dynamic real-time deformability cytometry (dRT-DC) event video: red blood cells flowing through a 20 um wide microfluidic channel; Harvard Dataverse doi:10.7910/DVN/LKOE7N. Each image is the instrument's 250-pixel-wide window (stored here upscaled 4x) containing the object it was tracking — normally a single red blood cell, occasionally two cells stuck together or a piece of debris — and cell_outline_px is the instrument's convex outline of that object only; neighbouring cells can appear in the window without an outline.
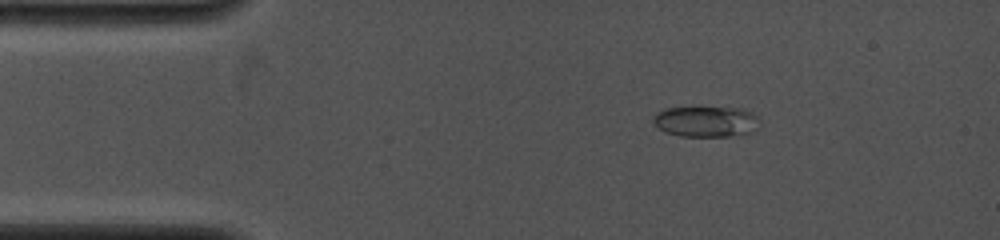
{"species": "common noctule bat (a hibernating species)", "species_latin": "Nyctalus noctula", "temperature_condition": "cold", "stored_images_in_passage": 10, "camera_frame_rate_fps": 4000, "um_per_image_px": 0.085, "animal": {"sex": "female", "body_mass_g": 19.0, "forearm_length_mm": 53.3}, "frame": {"image": 1, "passage_image": 4, "time_ms": 2.25, "image_size_px": [1000, 240], "cell_outline_px": [[756, 116], [752, 132], [744, 136], [680, 136], [664, 132], [652, 120], [652, 116], [656, 112], [664, 108], [744, 108], [752, 112]], "centroid_in_image_um": [59.96, 10.34], "position_along_channel_um": 25.0, "area_um2": 18.9}}
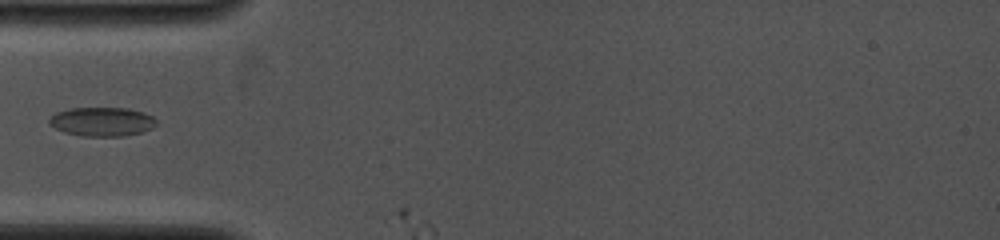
{"frame": {"image": 2, "passage_image": 7, "time_ms": 4.75, "image_size_px": [1000, 240], "cell_outline_px": [[156, 124], [152, 128], [144, 132], [124, 136], [84, 136], [64, 132], [48, 124], [48, 120], [56, 112], [72, 108], [128, 108], [144, 112], [152, 116], [156, 120]], "centroid_in_image_um": [8.69, 10.34], "position_along_channel_um": 76.3, "area_um2": 18.15}}